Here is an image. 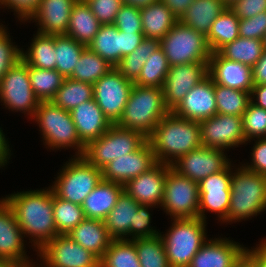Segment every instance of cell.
Segmentation results:
<instances>
[{
	"instance_id": "cell-49",
	"label": "cell",
	"mask_w": 266,
	"mask_h": 267,
	"mask_svg": "<svg viewBox=\"0 0 266 267\" xmlns=\"http://www.w3.org/2000/svg\"><path fill=\"white\" fill-rule=\"evenodd\" d=\"M86 3L102 25L114 24L117 13L123 6L122 0H88Z\"/></svg>"
},
{
	"instance_id": "cell-21",
	"label": "cell",
	"mask_w": 266,
	"mask_h": 267,
	"mask_svg": "<svg viewBox=\"0 0 266 267\" xmlns=\"http://www.w3.org/2000/svg\"><path fill=\"white\" fill-rule=\"evenodd\" d=\"M171 165L157 163L149 171L127 181L123 191L139 204L160 208L164 197L167 171Z\"/></svg>"
},
{
	"instance_id": "cell-10",
	"label": "cell",
	"mask_w": 266,
	"mask_h": 267,
	"mask_svg": "<svg viewBox=\"0 0 266 267\" xmlns=\"http://www.w3.org/2000/svg\"><path fill=\"white\" fill-rule=\"evenodd\" d=\"M12 112L31 119L39 106L29 80L28 65L20 59L0 78V103Z\"/></svg>"
},
{
	"instance_id": "cell-6",
	"label": "cell",
	"mask_w": 266,
	"mask_h": 267,
	"mask_svg": "<svg viewBox=\"0 0 266 267\" xmlns=\"http://www.w3.org/2000/svg\"><path fill=\"white\" fill-rule=\"evenodd\" d=\"M171 222L165 234L160 232L169 266L188 267L208 240V223L201 218H172Z\"/></svg>"
},
{
	"instance_id": "cell-16",
	"label": "cell",
	"mask_w": 266,
	"mask_h": 267,
	"mask_svg": "<svg viewBox=\"0 0 266 267\" xmlns=\"http://www.w3.org/2000/svg\"><path fill=\"white\" fill-rule=\"evenodd\" d=\"M231 162L226 151L201 146L178 158L171 164V168L199 183L209 175L224 170Z\"/></svg>"
},
{
	"instance_id": "cell-28",
	"label": "cell",
	"mask_w": 266,
	"mask_h": 267,
	"mask_svg": "<svg viewBox=\"0 0 266 267\" xmlns=\"http://www.w3.org/2000/svg\"><path fill=\"white\" fill-rule=\"evenodd\" d=\"M140 205L124 191L121 193L116 205L104 219L105 227L113 239L130 240V227L134 224L135 213Z\"/></svg>"
},
{
	"instance_id": "cell-67",
	"label": "cell",
	"mask_w": 266,
	"mask_h": 267,
	"mask_svg": "<svg viewBox=\"0 0 266 267\" xmlns=\"http://www.w3.org/2000/svg\"><path fill=\"white\" fill-rule=\"evenodd\" d=\"M77 1L86 2V1H88V0H77Z\"/></svg>"
},
{
	"instance_id": "cell-22",
	"label": "cell",
	"mask_w": 266,
	"mask_h": 267,
	"mask_svg": "<svg viewBox=\"0 0 266 267\" xmlns=\"http://www.w3.org/2000/svg\"><path fill=\"white\" fill-rule=\"evenodd\" d=\"M25 245L27 239L24 240L13 209L0 198V258L7 262L30 260Z\"/></svg>"
},
{
	"instance_id": "cell-9",
	"label": "cell",
	"mask_w": 266,
	"mask_h": 267,
	"mask_svg": "<svg viewBox=\"0 0 266 267\" xmlns=\"http://www.w3.org/2000/svg\"><path fill=\"white\" fill-rule=\"evenodd\" d=\"M147 138L139 131H134L112 124L97 140L91 141L83 157L95 167L102 169L115 158L139 149Z\"/></svg>"
},
{
	"instance_id": "cell-64",
	"label": "cell",
	"mask_w": 266,
	"mask_h": 267,
	"mask_svg": "<svg viewBox=\"0 0 266 267\" xmlns=\"http://www.w3.org/2000/svg\"><path fill=\"white\" fill-rule=\"evenodd\" d=\"M223 3L228 7L230 6L234 1H237V0H222Z\"/></svg>"
},
{
	"instance_id": "cell-61",
	"label": "cell",
	"mask_w": 266,
	"mask_h": 267,
	"mask_svg": "<svg viewBox=\"0 0 266 267\" xmlns=\"http://www.w3.org/2000/svg\"><path fill=\"white\" fill-rule=\"evenodd\" d=\"M159 0H122L123 5H129L138 9H143Z\"/></svg>"
},
{
	"instance_id": "cell-17",
	"label": "cell",
	"mask_w": 266,
	"mask_h": 267,
	"mask_svg": "<svg viewBox=\"0 0 266 267\" xmlns=\"http://www.w3.org/2000/svg\"><path fill=\"white\" fill-rule=\"evenodd\" d=\"M209 63H187L170 66L163 85L166 107L172 111L187 93L208 74Z\"/></svg>"
},
{
	"instance_id": "cell-15",
	"label": "cell",
	"mask_w": 266,
	"mask_h": 267,
	"mask_svg": "<svg viewBox=\"0 0 266 267\" xmlns=\"http://www.w3.org/2000/svg\"><path fill=\"white\" fill-rule=\"evenodd\" d=\"M202 146L229 151L246 144L243 134L242 117L215 114L200 121ZM228 149V150H227Z\"/></svg>"
},
{
	"instance_id": "cell-5",
	"label": "cell",
	"mask_w": 266,
	"mask_h": 267,
	"mask_svg": "<svg viewBox=\"0 0 266 267\" xmlns=\"http://www.w3.org/2000/svg\"><path fill=\"white\" fill-rule=\"evenodd\" d=\"M170 110L166 107L162 88L133 86L127 104L116 125L139 131L148 138Z\"/></svg>"
},
{
	"instance_id": "cell-8",
	"label": "cell",
	"mask_w": 266,
	"mask_h": 267,
	"mask_svg": "<svg viewBox=\"0 0 266 267\" xmlns=\"http://www.w3.org/2000/svg\"><path fill=\"white\" fill-rule=\"evenodd\" d=\"M170 66L209 63L211 51L206 37L178 21L160 40Z\"/></svg>"
},
{
	"instance_id": "cell-39",
	"label": "cell",
	"mask_w": 266,
	"mask_h": 267,
	"mask_svg": "<svg viewBox=\"0 0 266 267\" xmlns=\"http://www.w3.org/2000/svg\"><path fill=\"white\" fill-rule=\"evenodd\" d=\"M112 68L106 60L86 47L69 78L94 84Z\"/></svg>"
},
{
	"instance_id": "cell-43",
	"label": "cell",
	"mask_w": 266,
	"mask_h": 267,
	"mask_svg": "<svg viewBox=\"0 0 266 267\" xmlns=\"http://www.w3.org/2000/svg\"><path fill=\"white\" fill-rule=\"evenodd\" d=\"M100 267H141L133 241L113 239L100 259Z\"/></svg>"
},
{
	"instance_id": "cell-46",
	"label": "cell",
	"mask_w": 266,
	"mask_h": 267,
	"mask_svg": "<svg viewBox=\"0 0 266 267\" xmlns=\"http://www.w3.org/2000/svg\"><path fill=\"white\" fill-rule=\"evenodd\" d=\"M242 117L245 140L266 138V110L249 103Z\"/></svg>"
},
{
	"instance_id": "cell-12",
	"label": "cell",
	"mask_w": 266,
	"mask_h": 267,
	"mask_svg": "<svg viewBox=\"0 0 266 267\" xmlns=\"http://www.w3.org/2000/svg\"><path fill=\"white\" fill-rule=\"evenodd\" d=\"M133 86L115 67L93 84V99L111 124L120 120Z\"/></svg>"
},
{
	"instance_id": "cell-25",
	"label": "cell",
	"mask_w": 266,
	"mask_h": 267,
	"mask_svg": "<svg viewBox=\"0 0 266 267\" xmlns=\"http://www.w3.org/2000/svg\"><path fill=\"white\" fill-rule=\"evenodd\" d=\"M70 114L85 146L101 137L112 125L94 99L78 105Z\"/></svg>"
},
{
	"instance_id": "cell-60",
	"label": "cell",
	"mask_w": 266,
	"mask_h": 267,
	"mask_svg": "<svg viewBox=\"0 0 266 267\" xmlns=\"http://www.w3.org/2000/svg\"><path fill=\"white\" fill-rule=\"evenodd\" d=\"M160 1H162L179 19L194 0H160Z\"/></svg>"
},
{
	"instance_id": "cell-52",
	"label": "cell",
	"mask_w": 266,
	"mask_h": 267,
	"mask_svg": "<svg viewBox=\"0 0 266 267\" xmlns=\"http://www.w3.org/2000/svg\"><path fill=\"white\" fill-rule=\"evenodd\" d=\"M254 144L253 147H251L250 152V163L244 162L242 165L253 172H256L260 175L266 176V138H255L251 140L246 141V145L248 143L252 142Z\"/></svg>"
},
{
	"instance_id": "cell-14",
	"label": "cell",
	"mask_w": 266,
	"mask_h": 267,
	"mask_svg": "<svg viewBox=\"0 0 266 267\" xmlns=\"http://www.w3.org/2000/svg\"><path fill=\"white\" fill-rule=\"evenodd\" d=\"M231 163L222 171L199 182V218L207 221L206 212L214 213L221 222L227 217L230 205Z\"/></svg>"
},
{
	"instance_id": "cell-11",
	"label": "cell",
	"mask_w": 266,
	"mask_h": 267,
	"mask_svg": "<svg viewBox=\"0 0 266 267\" xmlns=\"http://www.w3.org/2000/svg\"><path fill=\"white\" fill-rule=\"evenodd\" d=\"M160 209L171 219L199 218V184L170 167Z\"/></svg>"
},
{
	"instance_id": "cell-34",
	"label": "cell",
	"mask_w": 266,
	"mask_h": 267,
	"mask_svg": "<svg viewBox=\"0 0 266 267\" xmlns=\"http://www.w3.org/2000/svg\"><path fill=\"white\" fill-rule=\"evenodd\" d=\"M87 47L115 67L121 60L120 31L114 24L101 25Z\"/></svg>"
},
{
	"instance_id": "cell-18",
	"label": "cell",
	"mask_w": 266,
	"mask_h": 267,
	"mask_svg": "<svg viewBox=\"0 0 266 267\" xmlns=\"http://www.w3.org/2000/svg\"><path fill=\"white\" fill-rule=\"evenodd\" d=\"M152 147L147 140L139 149L105 165L102 170L103 180L124 185L127 181L149 171L157 164Z\"/></svg>"
},
{
	"instance_id": "cell-32",
	"label": "cell",
	"mask_w": 266,
	"mask_h": 267,
	"mask_svg": "<svg viewBox=\"0 0 266 267\" xmlns=\"http://www.w3.org/2000/svg\"><path fill=\"white\" fill-rule=\"evenodd\" d=\"M21 50V59L29 66L41 69H56L55 35L33 34L30 46Z\"/></svg>"
},
{
	"instance_id": "cell-33",
	"label": "cell",
	"mask_w": 266,
	"mask_h": 267,
	"mask_svg": "<svg viewBox=\"0 0 266 267\" xmlns=\"http://www.w3.org/2000/svg\"><path fill=\"white\" fill-rule=\"evenodd\" d=\"M239 20L228 7L215 19L206 37L212 53L218 52L227 43L239 37Z\"/></svg>"
},
{
	"instance_id": "cell-2",
	"label": "cell",
	"mask_w": 266,
	"mask_h": 267,
	"mask_svg": "<svg viewBox=\"0 0 266 267\" xmlns=\"http://www.w3.org/2000/svg\"><path fill=\"white\" fill-rule=\"evenodd\" d=\"M147 140L157 162L171 165L181 156L202 146L200 124L177 117L170 111Z\"/></svg>"
},
{
	"instance_id": "cell-38",
	"label": "cell",
	"mask_w": 266,
	"mask_h": 267,
	"mask_svg": "<svg viewBox=\"0 0 266 267\" xmlns=\"http://www.w3.org/2000/svg\"><path fill=\"white\" fill-rule=\"evenodd\" d=\"M160 47L157 39L145 38L132 52L125 55L115 68L128 80L135 82L150 55Z\"/></svg>"
},
{
	"instance_id": "cell-7",
	"label": "cell",
	"mask_w": 266,
	"mask_h": 267,
	"mask_svg": "<svg viewBox=\"0 0 266 267\" xmlns=\"http://www.w3.org/2000/svg\"><path fill=\"white\" fill-rule=\"evenodd\" d=\"M52 182L53 192L60 198L82 205L85 198L103 179L102 170L84 157H71L64 162Z\"/></svg>"
},
{
	"instance_id": "cell-3",
	"label": "cell",
	"mask_w": 266,
	"mask_h": 267,
	"mask_svg": "<svg viewBox=\"0 0 266 267\" xmlns=\"http://www.w3.org/2000/svg\"><path fill=\"white\" fill-rule=\"evenodd\" d=\"M233 165L231 162L230 205L227 217L221 222L227 225L266 211V176L246 169L242 162L237 167Z\"/></svg>"
},
{
	"instance_id": "cell-1",
	"label": "cell",
	"mask_w": 266,
	"mask_h": 267,
	"mask_svg": "<svg viewBox=\"0 0 266 267\" xmlns=\"http://www.w3.org/2000/svg\"><path fill=\"white\" fill-rule=\"evenodd\" d=\"M2 198L13 209L24 238H29L33 251H40L58 234L53 216L52 187L30 189Z\"/></svg>"
},
{
	"instance_id": "cell-20",
	"label": "cell",
	"mask_w": 266,
	"mask_h": 267,
	"mask_svg": "<svg viewBox=\"0 0 266 267\" xmlns=\"http://www.w3.org/2000/svg\"><path fill=\"white\" fill-rule=\"evenodd\" d=\"M171 112L177 117L197 122L217 114L213 79L208 75Z\"/></svg>"
},
{
	"instance_id": "cell-37",
	"label": "cell",
	"mask_w": 266,
	"mask_h": 267,
	"mask_svg": "<svg viewBox=\"0 0 266 267\" xmlns=\"http://www.w3.org/2000/svg\"><path fill=\"white\" fill-rule=\"evenodd\" d=\"M264 51L263 40L238 37L227 43L218 52L226 59L243 63L251 68L261 58Z\"/></svg>"
},
{
	"instance_id": "cell-63",
	"label": "cell",
	"mask_w": 266,
	"mask_h": 267,
	"mask_svg": "<svg viewBox=\"0 0 266 267\" xmlns=\"http://www.w3.org/2000/svg\"><path fill=\"white\" fill-rule=\"evenodd\" d=\"M235 267H253V265L245 257H243Z\"/></svg>"
},
{
	"instance_id": "cell-19",
	"label": "cell",
	"mask_w": 266,
	"mask_h": 267,
	"mask_svg": "<svg viewBox=\"0 0 266 267\" xmlns=\"http://www.w3.org/2000/svg\"><path fill=\"white\" fill-rule=\"evenodd\" d=\"M246 247L230 237L209 238L188 267H235L245 256Z\"/></svg>"
},
{
	"instance_id": "cell-35",
	"label": "cell",
	"mask_w": 266,
	"mask_h": 267,
	"mask_svg": "<svg viewBox=\"0 0 266 267\" xmlns=\"http://www.w3.org/2000/svg\"><path fill=\"white\" fill-rule=\"evenodd\" d=\"M93 99V84L64 78L51 102L66 111H71L83 102Z\"/></svg>"
},
{
	"instance_id": "cell-27",
	"label": "cell",
	"mask_w": 266,
	"mask_h": 267,
	"mask_svg": "<svg viewBox=\"0 0 266 267\" xmlns=\"http://www.w3.org/2000/svg\"><path fill=\"white\" fill-rule=\"evenodd\" d=\"M122 192V184L102 179L82 204L85 218L104 221Z\"/></svg>"
},
{
	"instance_id": "cell-56",
	"label": "cell",
	"mask_w": 266,
	"mask_h": 267,
	"mask_svg": "<svg viewBox=\"0 0 266 267\" xmlns=\"http://www.w3.org/2000/svg\"><path fill=\"white\" fill-rule=\"evenodd\" d=\"M121 36V58L132 53L145 39L143 32H122Z\"/></svg>"
},
{
	"instance_id": "cell-36",
	"label": "cell",
	"mask_w": 266,
	"mask_h": 267,
	"mask_svg": "<svg viewBox=\"0 0 266 267\" xmlns=\"http://www.w3.org/2000/svg\"><path fill=\"white\" fill-rule=\"evenodd\" d=\"M84 44L74 40L66 34L55 35V62L56 70L64 77L69 78L79 58L86 48Z\"/></svg>"
},
{
	"instance_id": "cell-24",
	"label": "cell",
	"mask_w": 266,
	"mask_h": 267,
	"mask_svg": "<svg viewBox=\"0 0 266 267\" xmlns=\"http://www.w3.org/2000/svg\"><path fill=\"white\" fill-rule=\"evenodd\" d=\"M208 74L215 84L251 92L254 86L250 66L224 58L219 52L211 53Z\"/></svg>"
},
{
	"instance_id": "cell-41",
	"label": "cell",
	"mask_w": 266,
	"mask_h": 267,
	"mask_svg": "<svg viewBox=\"0 0 266 267\" xmlns=\"http://www.w3.org/2000/svg\"><path fill=\"white\" fill-rule=\"evenodd\" d=\"M217 114L241 117L247 110L250 93L214 83Z\"/></svg>"
},
{
	"instance_id": "cell-13",
	"label": "cell",
	"mask_w": 266,
	"mask_h": 267,
	"mask_svg": "<svg viewBox=\"0 0 266 267\" xmlns=\"http://www.w3.org/2000/svg\"><path fill=\"white\" fill-rule=\"evenodd\" d=\"M36 255L42 267H100V259L67 234L57 235Z\"/></svg>"
},
{
	"instance_id": "cell-40",
	"label": "cell",
	"mask_w": 266,
	"mask_h": 267,
	"mask_svg": "<svg viewBox=\"0 0 266 267\" xmlns=\"http://www.w3.org/2000/svg\"><path fill=\"white\" fill-rule=\"evenodd\" d=\"M53 216L59 235H66L85 219L82 205L58 197L52 190Z\"/></svg>"
},
{
	"instance_id": "cell-53",
	"label": "cell",
	"mask_w": 266,
	"mask_h": 267,
	"mask_svg": "<svg viewBox=\"0 0 266 267\" xmlns=\"http://www.w3.org/2000/svg\"><path fill=\"white\" fill-rule=\"evenodd\" d=\"M40 0H0L1 9H10L14 12L17 21L24 23L30 18V16L36 11Z\"/></svg>"
},
{
	"instance_id": "cell-26",
	"label": "cell",
	"mask_w": 266,
	"mask_h": 267,
	"mask_svg": "<svg viewBox=\"0 0 266 267\" xmlns=\"http://www.w3.org/2000/svg\"><path fill=\"white\" fill-rule=\"evenodd\" d=\"M67 235L99 259L103 257L113 240L104 221L89 218H85Z\"/></svg>"
},
{
	"instance_id": "cell-66",
	"label": "cell",
	"mask_w": 266,
	"mask_h": 267,
	"mask_svg": "<svg viewBox=\"0 0 266 267\" xmlns=\"http://www.w3.org/2000/svg\"><path fill=\"white\" fill-rule=\"evenodd\" d=\"M263 47H264V50H266V34L264 35V38H263Z\"/></svg>"
},
{
	"instance_id": "cell-48",
	"label": "cell",
	"mask_w": 266,
	"mask_h": 267,
	"mask_svg": "<svg viewBox=\"0 0 266 267\" xmlns=\"http://www.w3.org/2000/svg\"><path fill=\"white\" fill-rule=\"evenodd\" d=\"M152 208H157L153 205L141 204L135 213L134 224L130 227V240L151 238L160 235V231L152 227ZM152 210V211H151Z\"/></svg>"
},
{
	"instance_id": "cell-47",
	"label": "cell",
	"mask_w": 266,
	"mask_h": 267,
	"mask_svg": "<svg viewBox=\"0 0 266 267\" xmlns=\"http://www.w3.org/2000/svg\"><path fill=\"white\" fill-rule=\"evenodd\" d=\"M8 27L0 22V78L21 59L22 48L13 42ZM19 47V48H18Z\"/></svg>"
},
{
	"instance_id": "cell-45",
	"label": "cell",
	"mask_w": 266,
	"mask_h": 267,
	"mask_svg": "<svg viewBox=\"0 0 266 267\" xmlns=\"http://www.w3.org/2000/svg\"><path fill=\"white\" fill-rule=\"evenodd\" d=\"M132 241L141 267H170L160 235Z\"/></svg>"
},
{
	"instance_id": "cell-59",
	"label": "cell",
	"mask_w": 266,
	"mask_h": 267,
	"mask_svg": "<svg viewBox=\"0 0 266 267\" xmlns=\"http://www.w3.org/2000/svg\"><path fill=\"white\" fill-rule=\"evenodd\" d=\"M9 138H6L2 127H0V168L3 169L8 165L11 159V151L10 144L8 141ZM11 149V150H10ZM3 167V168H2Z\"/></svg>"
},
{
	"instance_id": "cell-58",
	"label": "cell",
	"mask_w": 266,
	"mask_h": 267,
	"mask_svg": "<svg viewBox=\"0 0 266 267\" xmlns=\"http://www.w3.org/2000/svg\"><path fill=\"white\" fill-rule=\"evenodd\" d=\"M250 101L266 110V84L254 85L250 92Z\"/></svg>"
},
{
	"instance_id": "cell-57",
	"label": "cell",
	"mask_w": 266,
	"mask_h": 267,
	"mask_svg": "<svg viewBox=\"0 0 266 267\" xmlns=\"http://www.w3.org/2000/svg\"><path fill=\"white\" fill-rule=\"evenodd\" d=\"M254 85L266 84V50L261 58L252 67Z\"/></svg>"
},
{
	"instance_id": "cell-31",
	"label": "cell",
	"mask_w": 266,
	"mask_h": 267,
	"mask_svg": "<svg viewBox=\"0 0 266 267\" xmlns=\"http://www.w3.org/2000/svg\"><path fill=\"white\" fill-rule=\"evenodd\" d=\"M101 23L91 12L86 2L77 1L70 14L66 35L88 46L101 27Z\"/></svg>"
},
{
	"instance_id": "cell-29",
	"label": "cell",
	"mask_w": 266,
	"mask_h": 267,
	"mask_svg": "<svg viewBox=\"0 0 266 267\" xmlns=\"http://www.w3.org/2000/svg\"><path fill=\"white\" fill-rule=\"evenodd\" d=\"M226 8L222 0H194L179 21L207 37L212 23Z\"/></svg>"
},
{
	"instance_id": "cell-50",
	"label": "cell",
	"mask_w": 266,
	"mask_h": 267,
	"mask_svg": "<svg viewBox=\"0 0 266 267\" xmlns=\"http://www.w3.org/2000/svg\"><path fill=\"white\" fill-rule=\"evenodd\" d=\"M114 25L122 32H143L140 9L123 5L117 13Z\"/></svg>"
},
{
	"instance_id": "cell-44",
	"label": "cell",
	"mask_w": 266,
	"mask_h": 267,
	"mask_svg": "<svg viewBox=\"0 0 266 267\" xmlns=\"http://www.w3.org/2000/svg\"><path fill=\"white\" fill-rule=\"evenodd\" d=\"M32 90L39 101H51L61 87L64 77L56 70L35 68L28 65Z\"/></svg>"
},
{
	"instance_id": "cell-55",
	"label": "cell",
	"mask_w": 266,
	"mask_h": 267,
	"mask_svg": "<svg viewBox=\"0 0 266 267\" xmlns=\"http://www.w3.org/2000/svg\"><path fill=\"white\" fill-rule=\"evenodd\" d=\"M253 267H266V238H262L259 244L245 249L244 256Z\"/></svg>"
},
{
	"instance_id": "cell-42",
	"label": "cell",
	"mask_w": 266,
	"mask_h": 267,
	"mask_svg": "<svg viewBox=\"0 0 266 267\" xmlns=\"http://www.w3.org/2000/svg\"><path fill=\"white\" fill-rule=\"evenodd\" d=\"M169 69L167 57L163 49L159 47L145 62L141 74L134 84L143 87L163 88Z\"/></svg>"
},
{
	"instance_id": "cell-23",
	"label": "cell",
	"mask_w": 266,
	"mask_h": 267,
	"mask_svg": "<svg viewBox=\"0 0 266 267\" xmlns=\"http://www.w3.org/2000/svg\"><path fill=\"white\" fill-rule=\"evenodd\" d=\"M77 0H40L36 11L26 23H36L37 33L43 35L66 34L72 8Z\"/></svg>"
},
{
	"instance_id": "cell-51",
	"label": "cell",
	"mask_w": 266,
	"mask_h": 267,
	"mask_svg": "<svg viewBox=\"0 0 266 267\" xmlns=\"http://www.w3.org/2000/svg\"><path fill=\"white\" fill-rule=\"evenodd\" d=\"M266 34V11L239 20V37L263 40Z\"/></svg>"
},
{
	"instance_id": "cell-62",
	"label": "cell",
	"mask_w": 266,
	"mask_h": 267,
	"mask_svg": "<svg viewBox=\"0 0 266 267\" xmlns=\"http://www.w3.org/2000/svg\"><path fill=\"white\" fill-rule=\"evenodd\" d=\"M33 260L34 259L20 262H8L4 267H38L40 263L33 262Z\"/></svg>"
},
{
	"instance_id": "cell-54",
	"label": "cell",
	"mask_w": 266,
	"mask_h": 267,
	"mask_svg": "<svg viewBox=\"0 0 266 267\" xmlns=\"http://www.w3.org/2000/svg\"><path fill=\"white\" fill-rule=\"evenodd\" d=\"M228 8L239 19H247L266 11V0H237Z\"/></svg>"
},
{
	"instance_id": "cell-4",
	"label": "cell",
	"mask_w": 266,
	"mask_h": 267,
	"mask_svg": "<svg viewBox=\"0 0 266 267\" xmlns=\"http://www.w3.org/2000/svg\"><path fill=\"white\" fill-rule=\"evenodd\" d=\"M33 120L39 126L44 147L53 151L74 149L73 157H83L85 145L81 142L70 111L54 105L51 101H40Z\"/></svg>"
},
{
	"instance_id": "cell-65",
	"label": "cell",
	"mask_w": 266,
	"mask_h": 267,
	"mask_svg": "<svg viewBox=\"0 0 266 267\" xmlns=\"http://www.w3.org/2000/svg\"><path fill=\"white\" fill-rule=\"evenodd\" d=\"M8 262L0 258V267H4Z\"/></svg>"
},
{
	"instance_id": "cell-30",
	"label": "cell",
	"mask_w": 266,
	"mask_h": 267,
	"mask_svg": "<svg viewBox=\"0 0 266 267\" xmlns=\"http://www.w3.org/2000/svg\"><path fill=\"white\" fill-rule=\"evenodd\" d=\"M140 11L143 34L148 39L160 41L179 21L178 17L160 0Z\"/></svg>"
}]
</instances>
